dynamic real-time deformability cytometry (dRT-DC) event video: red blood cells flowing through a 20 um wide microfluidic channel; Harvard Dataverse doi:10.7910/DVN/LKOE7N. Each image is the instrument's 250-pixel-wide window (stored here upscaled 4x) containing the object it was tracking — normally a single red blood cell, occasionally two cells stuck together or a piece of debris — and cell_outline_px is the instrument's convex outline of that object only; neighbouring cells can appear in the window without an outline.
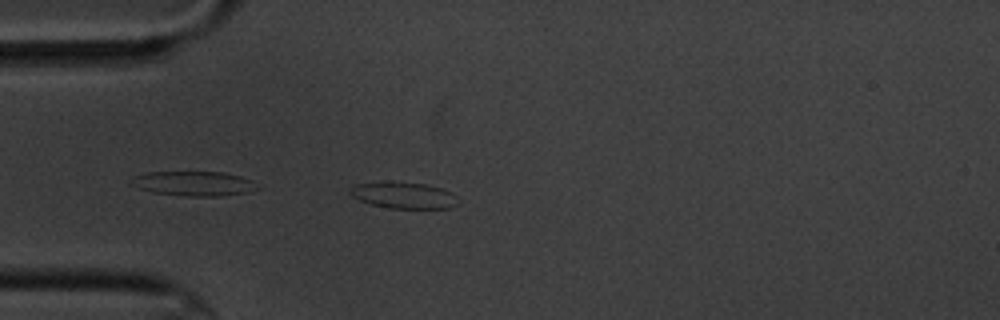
{"species": "common noctule bat (a hibernating species)", "species_latin": "Nyctalus noctula", "temperature_condition": "cold", "stored_images_in_passage": 6, "camera_frame_rate_fps": 3000, "um_per_image_px": 0.085, "animal": {"sex": "male", "body_mass_g": 20.1, "forearm_length_mm": 53.5}, "frame": {"image": 1, "passage_image": 5, "time_ms": 5.0, "image_size_px": [1000, 320], "cell_outline_px": [[460, 204], [452, 208], [388, 208], [372, 204], [360, 200], [352, 196], [348, 192], [356, 184], [424, 184], [440, 188], [452, 192], [456, 196]], "centroid_in_image_um": [34.41, 16.65], "position_along_channel_um": 50.6, "area_um2": 15.84}}